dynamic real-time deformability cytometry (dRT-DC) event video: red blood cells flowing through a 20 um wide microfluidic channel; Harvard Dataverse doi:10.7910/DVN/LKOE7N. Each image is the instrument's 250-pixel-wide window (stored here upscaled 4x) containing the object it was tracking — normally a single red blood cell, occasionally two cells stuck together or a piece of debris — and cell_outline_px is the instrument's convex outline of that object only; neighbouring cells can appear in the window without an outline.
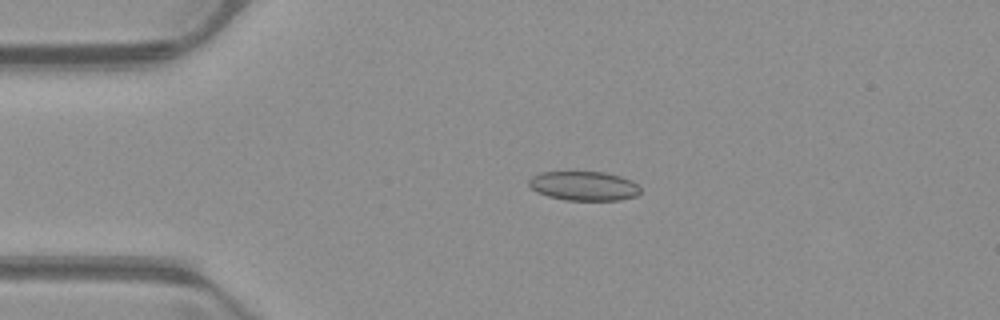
{"species": "common noctule bat (a hibernating species)", "species_latin": "Nyctalus noctula", "temperature_condition": "warm", "stored_images_in_passage": 38, "camera_frame_rate_fps": 3000, "um_per_image_px": 0.085, "animal": {"sex": "male", "body_mass_g": 23.1, "forearm_length_mm": 52.7}, "frame": {"image": 1, "passage_image": 4, "time_ms": 1.0, "image_size_px": [1000, 320], "cell_outline_px": [[640, 192], [636, 196], [620, 200], [564, 200], [548, 196], [536, 192], [528, 184], [528, 180], [532, 176], [540, 172], [604, 172], [620, 176], [632, 180], [640, 188]], "centroid_in_image_um": [49.62, 15.8], "position_along_channel_um": 35.4, "area_um2": 19.07}}
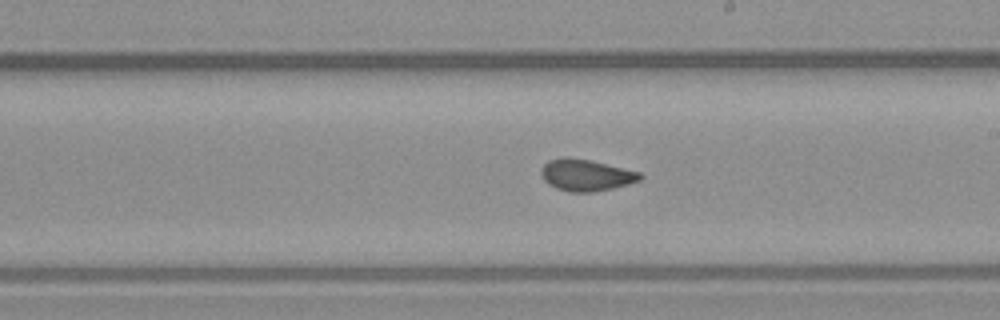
{"frame": {"image": 2, "passage_image": 22, "time_ms": 7.0, "image_size_px": [1000, 320], "cell_outline_px": [[644, 176], [640, 180], [628, 184], [612, 188], [592, 192], [568, 192], [556, 188], [548, 184], [544, 180], [540, 172], [540, 168], [548, 160], [568, 156], [588, 160], [640, 172]], "centroid_in_image_um": [49.78, 14.88], "position_along_channel_um": 239.2, "area_um2": 18.21}}
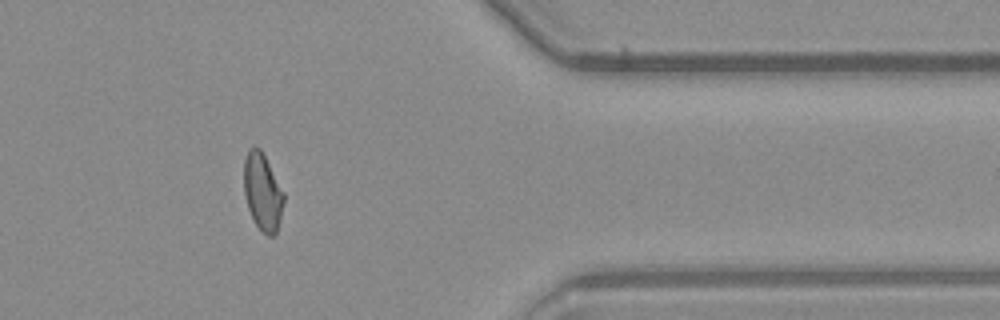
{"frame": {"image": 3, "passage_image": 35, "time_ms": 11.333, "image_size_px": [1000, 320], "cell_outline_px": [[284, 200], [280, 220], [276, 232], [272, 236], [268, 236], [256, 224], [248, 208], [244, 192], [244, 160], [248, 148], [260, 148], [284, 192]], "centroid_in_image_um": [22.32, 16.3], "position_along_channel_um": 389.1, "area_um2": 17.63}, "authors_computed_cell_mechanics": {"area_um2": 18.2359, "velocity_mm_per_s": 3.9818, "shape_relaxation_time_tau1_ms": null, "shape_relaxation_time_tau2_ms": 1.9021, "deformation_change_tau1": null, "deformation_change_tau2": 0.0563}}